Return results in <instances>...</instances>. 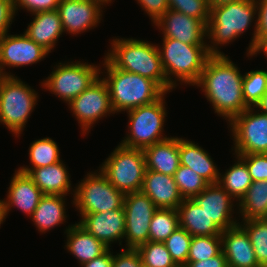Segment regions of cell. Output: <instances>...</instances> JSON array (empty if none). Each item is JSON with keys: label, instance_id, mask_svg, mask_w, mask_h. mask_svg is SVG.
Here are the masks:
<instances>
[{"label": "cell", "instance_id": "1", "mask_svg": "<svg viewBox=\"0 0 267 267\" xmlns=\"http://www.w3.org/2000/svg\"><path fill=\"white\" fill-rule=\"evenodd\" d=\"M227 55H211L198 82L215 113L230 122L249 107L244 102L240 69Z\"/></svg>", "mask_w": 267, "mask_h": 267}, {"label": "cell", "instance_id": "2", "mask_svg": "<svg viewBox=\"0 0 267 267\" xmlns=\"http://www.w3.org/2000/svg\"><path fill=\"white\" fill-rule=\"evenodd\" d=\"M105 58L115 67L155 81L165 92L173 87L162 67L158 45L133 38H114Z\"/></svg>", "mask_w": 267, "mask_h": 267}, {"label": "cell", "instance_id": "3", "mask_svg": "<svg viewBox=\"0 0 267 267\" xmlns=\"http://www.w3.org/2000/svg\"><path fill=\"white\" fill-rule=\"evenodd\" d=\"M106 82L115 113L129 111L158 100L165 91L152 79L115 68L106 58Z\"/></svg>", "mask_w": 267, "mask_h": 267}, {"label": "cell", "instance_id": "4", "mask_svg": "<svg viewBox=\"0 0 267 267\" xmlns=\"http://www.w3.org/2000/svg\"><path fill=\"white\" fill-rule=\"evenodd\" d=\"M257 14L256 0H239L223 4L211 5L210 19L207 24V37L211 44H207L211 55H224L219 44H229L240 37L251 26Z\"/></svg>", "mask_w": 267, "mask_h": 267}, {"label": "cell", "instance_id": "5", "mask_svg": "<svg viewBox=\"0 0 267 267\" xmlns=\"http://www.w3.org/2000/svg\"><path fill=\"white\" fill-rule=\"evenodd\" d=\"M162 45L158 50L168 83L173 88L176 80L194 86L211 56L207 45H188L172 38H163Z\"/></svg>", "mask_w": 267, "mask_h": 267}, {"label": "cell", "instance_id": "6", "mask_svg": "<svg viewBox=\"0 0 267 267\" xmlns=\"http://www.w3.org/2000/svg\"><path fill=\"white\" fill-rule=\"evenodd\" d=\"M36 91L17 76H2L0 80V123L6 125L15 136L26 126L37 104Z\"/></svg>", "mask_w": 267, "mask_h": 267}, {"label": "cell", "instance_id": "7", "mask_svg": "<svg viewBox=\"0 0 267 267\" xmlns=\"http://www.w3.org/2000/svg\"><path fill=\"white\" fill-rule=\"evenodd\" d=\"M100 171L124 194L141 191L146 172L144 151L119 144L102 163Z\"/></svg>", "mask_w": 267, "mask_h": 267}, {"label": "cell", "instance_id": "8", "mask_svg": "<svg viewBox=\"0 0 267 267\" xmlns=\"http://www.w3.org/2000/svg\"><path fill=\"white\" fill-rule=\"evenodd\" d=\"M165 92L153 103L127 111L129 117L127 137L120 143L127 148L144 149L169 137L163 136L165 117Z\"/></svg>", "mask_w": 267, "mask_h": 267}, {"label": "cell", "instance_id": "9", "mask_svg": "<svg viewBox=\"0 0 267 267\" xmlns=\"http://www.w3.org/2000/svg\"><path fill=\"white\" fill-rule=\"evenodd\" d=\"M73 192L72 202L81 216L120 209L124 204L125 194L117 190L100 169L98 173L89 172Z\"/></svg>", "mask_w": 267, "mask_h": 267}, {"label": "cell", "instance_id": "10", "mask_svg": "<svg viewBox=\"0 0 267 267\" xmlns=\"http://www.w3.org/2000/svg\"><path fill=\"white\" fill-rule=\"evenodd\" d=\"M41 86L68 104L99 78L100 67L82 62L58 63Z\"/></svg>", "mask_w": 267, "mask_h": 267}, {"label": "cell", "instance_id": "11", "mask_svg": "<svg viewBox=\"0 0 267 267\" xmlns=\"http://www.w3.org/2000/svg\"><path fill=\"white\" fill-rule=\"evenodd\" d=\"M254 110L249 107L229 122L235 145L233 154L267 153V114Z\"/></svg>", "mask_w": 267, "mask_h": 267}, {"label": "cell", "instance_id": "12", "mask_svg": "<svg viewBox=\"0 0 267 267\" xmlns=\"http://www.w3.org/2000/svg\"><path fill=\"white\" fill-rule=\"evenodd\" d=\"M126 248L137 249L149 241V228L154 212L158 209L142 191L125 194Z\"/></svg>", "mask_w": 267, "mask_h": 267}, {"label": "cell", "instance_id": "13", "mask_svg": "<svg viewBox=\"0 0 267 267\" xmlns=\"http://www.w3.org/2000/svg\"><path fill=\"white\" fill-rule=\"evenodd\" d=\"M68 105L81 125L82 134H87L91 126L100 118L115 113L111 105L108 86L100 77Z\"/></svg>", "mask_w": 267, "mask_h": 267}, {"label": "cell", "instance_id": "14", "mask_svg": "<svg viewBox=\"0 0 267 267\" xmlns=\"http://www.w3.org/2000/svg\"><path fill=\"white\" fill-rule=\"evenodd\" d=\"M112 0H60L57 11L64 32L81 34L96 27L102 18V5Z\"/></svg>", "mask_w": 267, "mask_h": 267}, {"label": "cell", "instance_id": "15", "mask_svg": "<svg viewBox=\"0 0 267 267\" xmlns=\"http://www.w3.org/2000/svg\"><path fill=\"white\" fill-rule=\"evenodd\" d=\"M48 54L47 50L36 44L26 34L9 35L7 33L0 39V74L12 76V74L5 72L4 67L36 64Z\"/></svg>", "mask_w": 267, "mask_h": 267}, {"label": "cell", "instance_id": "16", "mask_svg": "<svg viewBox=\"0 0 267 267\" xmlns=\"http://www.w3.org/2000/svg\"><path fill=\"white\" fill-rule=\"evenodd\" d=\"M163 38H172L188 45H207V26L199 19L168 9L155 23Z\"/></svg>", "mask_w": 267, "mask_h": 267}, {"label": "cell", "instance_id": "17", "mask_svg": "<svg viewBox=\"0 0 267 267\" xmlns=\"http://www.w3.org/2000/svg\"><path fill=\"white\" fill-rule=\"evenodd\" d=\"M193 200L208 214L221 231L239 224L236 219L232 218L233 208L235 207L233 201L235 199L218 183L209 184Z\"/></svg>", "mask_w": 267, "mask_h": 267}, {"label": "cell", "instance_id": "18", "mask_svg": "<svg viewBox=\"0 0 267 267\" xmlns=\"http://www.w3.org/2000/svg\"><path fill=\"white\" fill-rule=\"evenodd\" d=\"M78 224L96 239L104 243L108 248L111 243L119 241L125 234V211L124 208L115 209L103 213L83 214Z\"/></svg>", "mask_w": 267, "mask_h": 267}, {"label": "cell", "instance_id": "19", "mask_svg": "<svg viewBox=\"0 0 267 267\" xmlns=\"http://www.w3.org/2000/svg\"><path fill=\"white\" fill-rule=\"evenodd\" d=\"M221 241L228 267H261L248 234L239 224L222 231Z\"/></svg>", "mask_w": 267, "mask_h": 267}, {"label": "cell", "instance_id": "20", "mask_svg": "<svg viewBox=\"0 0 267 267\" xmlns=\"http://www.w3.org/2000/svg\"><path fill=\"white\" fill-rule=\"evenodd\" d=\"M10 181L7 198L3 200L5 218L11 207L15 206L31 217L44 194L27 174L18 169Z\"/></svg>", "mask_w": 267, "mask_h": 267}, {"label": "cell", "instance_id": "21", "mask_svg": "<svg viewBox=\"0 0 267 267\" xmlns=\"http://www.w3.org/2000/svg\"><path fill=\"white\" fill-rule=\"evenodd\" d=\"M141 191L157 208L177 210L183 201L174 177L152 170H146Z\"/></svg>", "mask_w": 267, "mask_h": 267}, {"label": "cell", "instance_id": "22", "mask_svg": "<svg viewBox=\"0 0 267 267\" xmlns=\"http://www.w3.org/2000/svg\"><path fill=\"white\" fill-rule=\"evenodd\" d=\"M146 170L173 176L180 166L179 138L169 137L143 149Z\"/></svg>", "mask_w": 267, "mask_h": 267}, {"label": "cell", "instance_id": "23", "mask_svg": "<svg viewBox=\"0 0 267 267\" xmlns=\"http://www.w3.org/2000/svg\"><path fill=\"white\" fill-rule=\"evenodd\" d=\"M28 25L26 34L36 44L41 45L49 53L54 49L60 35L64 32L61 18L57 10L37 12Z\"/></svg>", "mask_w": 267, "mask_h": 267}, {"label": "cell", "instance_id": "24", "mask_svg": "<svg viewBox=\"0 0 267 267\" xmlns=\"http://www.w3.org/2000/svg\"><path fill=\"white\" fill-rule=\"evenodd\" d=\"M180 165L191 168L209 184L218 183L220 172L211 156L199 145L179 138Z\"/></svg>", "mask_w": 267, "mask_h": 267}, {"label": "cell", "instance_id": "25", "mask_svg": "<svg viewBox=\"0 0 267 267\" xmlns=\"http://www.w3.org/2000/svg\"><path fill=\"white\" fill-rule=\"evenodd\" d=\"M179 227L191 236H221L222 231L193 199H183L177 208Z\"/></svg>", "mask_w": 267, "mask_h": 267}, {"label": "cell", "instance_id": "26", "mask_svg": "<svg viewBox=\"0 0 267 267\" xmlns=\"http://www.w3.org/2000/svg\"><path fill=\"white\" fill-rule=\"evenodd\" d=\"M65 166L60 161L49 166L34 168L27 175L44 195L66 196L72 187Z\"/></svg>", "mask_w": 267, "mask_h": 267}, {"label": "cell", "instance_id": "27", "mask_svg": "<svg viewBox=\"0 0 267 267\" xmlns=\"http://www.w3.org/2000/svg\"><path fill=\"white\" fill-rule=\"evenodd\" d=\"M65 233L67 234L66 249L78 259L81 265L90 262L109 249L78 223L66 228Z\"/></svg>", "mask_w": 267, "mask_h": 267}, {"label": "cell", "instance_id": "28", "mask_svg": "<svg viewBox=\"0 0 267 267\" xmlns=\"http://www.w3.org/2000/svg\"><path fill=\"white\" fill-rule=\"evenodd\" d=\"M65 196L43 195L31 218L38 231L45 233L66 220Z\"/></svg>", "mask_w": 267, "mask_h": 267}, {"label": "cell", "instance_id": "29", "mask_svg": "<svg viewBox=\"0 0 267 267\" xmlns=\"http://www.w3.org/2000/svg\"><path fill=\"white\" fill-rule=\"evenodd\" d=\"M238 207L243 221L267 218V180L252 182Z\"/></svg>", "mask_w": 267, "mask_h": 267}, {"label": "cell", "instance_id": "30", "mask_svg": "<svg viewBox=\"0 0 267 267\" xmlns=\"http://www.w3.org/2000/svg\"><path fill=\"white\" fill-rule=\"evenodd\" d=\"M237 162L225 174L219 175L218 184L239 202L252 184L246 163L237 155Z\"/></svg>", "mask_w": 267, "mask_h": 267}, {"label": "cell", "instance_id": "31", "mask_svg": "<svg viewBox=\"0 0 267 267\" xmlns=\"http://www.w3.org/2000/svg\"><path fill=\"white\" fill-rule=\"evenodd\" d=\"M29 158L32 164L28 166L19 167V171L28 174L32 169L49 166L54 163L62 161L60 159V150L54 140L49 137L35 140L29 147Z\"/></svg>", "mask_w": 267, "mask_h": 267}, {"label": "cell", "instance_id": "32", "mask_svg": "<svg viewBox=\"0 0 267 267\" xmlns=\"http://www.w3.org/2000/svg\"><path fill=\"white\" fill-rule=\"evenodd\" d=\"M178 228L177 210L158 208L150 222L149 241L164 242Z\"/></svg>", "mask_w": 267, "mask_h": 267}, {"label": "cell", "instance_id": "33", "mask_svg": "<svg viewBox=\"0 0 267 267\" xmlns=\"http://www.w3.org/2000/svg\"><path fill=\"white\" fill-rule=\"evenodd\" d=\"M239 225L246 231L261 267H267V218L242 221Z\"/></svg>", "mask_w": 267, "mask_h": 267}, {"label": "cell", "instance_id": "34", "mask_svg": "<svg viewBox=\"0 0 267 267\" xmlns=\"http://www.w3.org/2000/svg\"><path fill=\"white\" fill-rule=\"evenodd\" d=\"M173 177L183 199H193L209 185L199 174L183 165L179 166Z\"/></svg>", "mask_w": 267, "mask_h": 267}, {"label": "cell", "instance_id": "35", "mask_svg": "<svg viewBox=\"0 0 267 267\" xmlns=\"http://www.w3.org/2000/svg\"><path fill=\"white\" fill-rule=\"evenodd\" d=\"M267 90V71L252 70L243 75L242 91L248 107H255Z\"/></svg>", "mask_w": 267, "mask_h": 267}, {"label": "cell", "instance_id": "36", "mask_svg": "<svg viewBox=\"0 0 267 267\" xmlns=\"http://www.w3.org/2000/svg\"><path fill=\"white\" fill-rule=\"evenodd\" d=\"M143 267H173L172 260L164 242L148 241L137 248Z\"/></svg>", "mask_w": 267, "mask_h": 267}, {"label": "cell", "instance_id": "37", "mask_svg": "<svg viewBox=\"0 0 267 267\" xmlns=\"http://www.w3.org/2000/svg\"><path fill=\"white\" fill-rule=\"evenodd\" d=\"M222 252L221 236H192L187 261H201Z\"/></svg>", "mask_w": 267, "mask_h": 267}, {"label": "cell", "instance_id": "38", "mask_svg": "<svg viewBox=\"0 0 267 267\" xmlns=\"http://www.w3.org/2000/svg\"><path fill=\"white\" fill-rule=\"evenodd\" d=\"M192 236L183 228L176 229L165 241L166 249L169 251L175 264H186L189 255Z\"/></svg>", "mask_w": 267, "mask_h": 267}, {"label": "cell", "instance_id": "39", "mask_svg": "<svg viewBox=\"0 0 267 267\" xmlns=\"http://www.w3.org/2000/svg\"><path fill=\"white\" fill-rule=\"evenodd\" d=\"M169 9L201 20L206 26L210 19L209 0H167Z\"/></svg>", "mask_w": 267, "mask_h": 267}, {"label": "cell", "instance_id": "40", "mask_svg": "<svg viewBox=\"0 0 267 267\" xmlns=\"http://www.w3.org/2000/svg\"><path fill=\"white\" fill-rule=\"evenodd\" d=\"M257 20L254 23V33L252 41L247 50V56L252 57L253 50L264 40L267 39V0H256Z\"/></svg>", "mask_w": 267, "mask_h": 267}, {"label": "cell", "instance_id": "41", "mask_svg": "<svg viewBox=\"0 0 267 267\" xmlns=\"http://www.w3.org/2000/svg\"><path fill=\"white\" fill-rule=\"evenodd\" d=\"M236 155L246 163L253 182L267 180V153Z\"/></svg>", "mask_w": 267, "mask_h": 267}, {"label": "cell", "instance_id": "42", "mask_svg": "<svg viewBox=\"0 0 267 267\" xmlns=\"http://www.w3.org/2000/svg\"><path fill=\"white\" fill-rule=\"evenodd\" d=\"M60 0H14L15 11L18 7L26 9L35 14L37 12H46L57 10Z\"/></svg>", "mask_w": 267, "mask_h": 267}, {"label": "cell", "instance_id": "43", "mask_svg": "<svg viewBox=\"0 0 267 267\" xmlns=\"http://www.w3.org/2000/svg\"><path fill=\"white\" fill-rule=\"evenodd\" d=\"M121 249L120 254L113 255L112 267H143L142 258L137 249Z\"/></svg>", "mask_w": 267, "mask_h": 267}, {"label": "cell", "instance_id": "44", "mask_svg": "<svg viewBox=\"0 0 267 267\" xmlns=\"http://www.w3.org/2000/svg\"><path fill=\"white\" fill-rule=\"evenodd\" d=\"M15 15L14 0H0V39L8 33Z\"/></svg>", "mask_w": 267, "mask_h": 267}, {"label": "cell", "instance_id": "45", "mask_svg": "<svg viewBox=\"0 0 267 267\" xmlns=\"http://www.w3.org/2000/svg\"><path fill=\"white\" fill-rule=\"evenodd\" d=\"M152 19L153 24L169 9L167 0H136Z\"/></svg>", "mask_w": 267, "mask_h": 267}, {"label": "cell", "instance_id": "46", "mask_svg": "<svg viewBox=\"0 0 267 267\" xmlns=\"http://www.w3.org/2000/svg\"><path fill=\"white\" fill-rule=\"evenodd\" d=\"M188 267H228L227 260L221 252L215 257H211L201 261H187Z\"/></svg>", "mask_w": 267, "mask_h": 267}, {"label": "cell", "instance_id": "47", "mask_svg": "<svg viewBox=\"0 0 267 267\" xmlns=\"http://www.w3.org/2000/svg\"><path fill=\"white\" fill-rule=\"evenodd\" d=\"M113 253L110 248L102 255L95 257L90 262L84 263L82 267H112Z\"/></svg>", "mask_w": 267, "mask_h": 267}, {"label": "cell", "instance_id": "48", "mask_svg": "<svg viewBox=\"0 0 267 267\" xmlns=\"http://www.w3.org/2000/svg\"><path fill=\"white\" fill-rule=\"evenodd\" d=\"M254 108H257L261 113L267 114V90Z\"/></svg>", "mask_w": 267, "mask_h": 267}, {"label": "cell", "instance_id": "49", "mask_svg": "<svg viewBox=\"0 0 267 267\" xmlns=\"http://www.w3.org/2000/svg\"><path fill=\"white\" fill-rule=\"evenodd\" d=\"M264 52V55L267 57V39H264L254 50L252 56L257 53Z\"/></svg>", "mask_w": 267, "mask_h": 267}, {"label": "cell", "instance_id": "50", "mask_svg": "<svg viewBox=\"0 0 267 267\" xmlns=\"http://www.w3.org/2000/svg\"><path fill=\"white\" fill-rule=\"evenodd\" d=\"M5 209H4V203L3 200H0V226L5 220Z\"/></svg>", "mask_w": 267, "mask_h": 267}, {"label": "cell", "instance_id": "51", "mask_svg": "<svg viewBox=\"0 0 267 267\" xmlns=\"http://www.w3.org/2000/svg\"><path fill=\"white\" fill-rule=\"evenodd\" d=\"M234 1H239V0H209L210 5H217V4H223L226 2H234Z\"/></svg>", "mask_w": 267, "mask_h": 267}, {"label": "cell", "instance_id": "52", "mask_svg": "<svg viewBox=\"0 0 267 267\" xmlns=\"http://www.w3.org/2000/svg\"><path fill=\"white\" fill-rule=\"evenodd\" d=\"M173 267H188L187 264H175Z\"/></svg>", "mask_w": 267, "mask_h": 267}]
</instances>
